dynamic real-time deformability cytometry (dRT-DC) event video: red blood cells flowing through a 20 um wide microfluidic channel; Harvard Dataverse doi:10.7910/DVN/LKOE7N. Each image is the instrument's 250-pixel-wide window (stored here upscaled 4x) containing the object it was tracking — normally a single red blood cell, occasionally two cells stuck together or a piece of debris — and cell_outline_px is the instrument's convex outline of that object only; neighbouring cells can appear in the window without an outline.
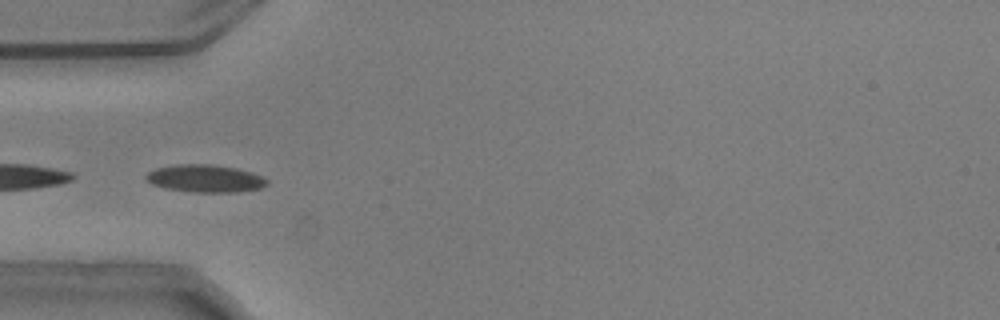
{"species": "common noctule bat (a hibernating species)", "species_latin": "Nyctalus noctula", "temperature_condition": "warm", "stored_images_in_passage": 24, "camera_frame_rate_fps": 3000, "um_per_image_px": 0.085, "animal": {"sex": "male", "body_mass_g": 20.5, "forearm_length_mm": 52.5}, "frame": {"image": 1, "passage_image": 17, "time_ms": 5.333, "image_size_px": [1000, 320], "cell_outline_px": [[268, 184], [260, 188], [236, 192], [192, 192], [164, 188], [152, 184], [144, 176], [148, 172], [156, 168], [176, 164], [212, 164], [236, 168], [252, 172], [268, 180]], "centroid_in_image_um": [17.43, 15.17], "position_along_channel_um": 67.6, "area_um2": 19.42}}